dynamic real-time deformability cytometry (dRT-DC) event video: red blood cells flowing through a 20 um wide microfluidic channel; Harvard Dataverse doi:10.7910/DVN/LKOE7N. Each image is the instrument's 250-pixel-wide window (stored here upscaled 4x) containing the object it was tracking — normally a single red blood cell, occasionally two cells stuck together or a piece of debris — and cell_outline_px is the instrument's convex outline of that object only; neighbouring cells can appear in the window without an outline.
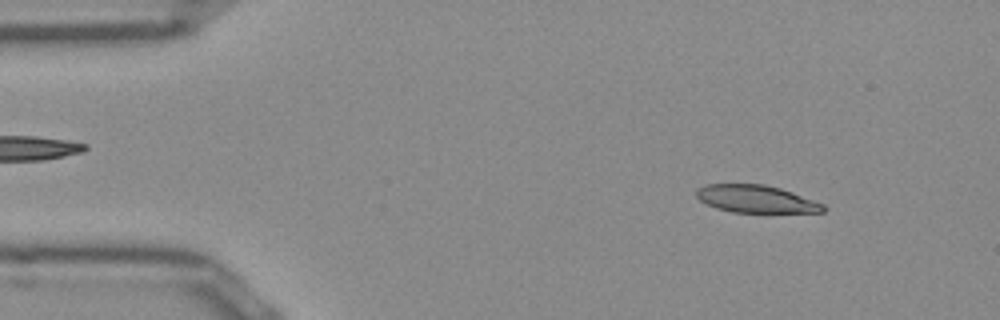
{"species": "Egyptian fruit bat (a non-hibernating species)", "species_latin": "Rousettus aegyptiacus", "temperature_condition": "room temperature", "stored_images_in_passage": 50, "camera_frame_rate_fps": 3000, "um_per_image_px": 0.085, "frame": {"image": 1, "passage_image": 5, "time_ms": 1.333, "image_size_px": [1000, 320], "cell_outline_px": [[828, 208], [824, 212], [768, 216], [732, 212], [716, 208], [700, 200], [696, 196], [696, 188], [704, 184], [764, 184], [780, 188], [792, 192], [824, 204]], "centroid_in_image_um": [64.35, 16.98], "position_along_channel_um": 20.6, "area_um2": 21.68}}
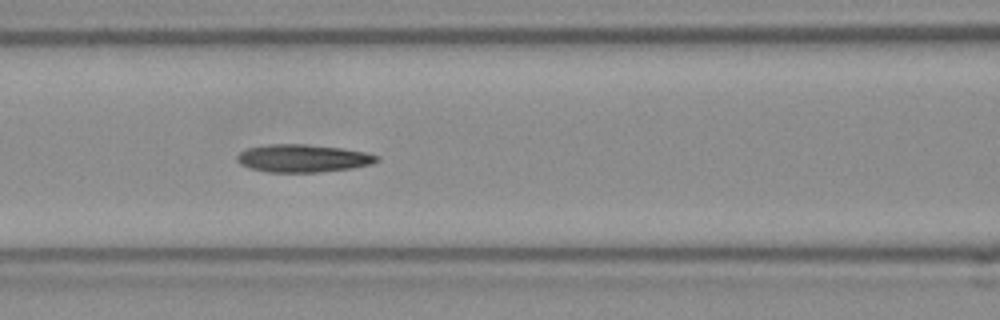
{"frame": {"image": 2, "passage_image": 20, "time_ms": 6.333, "image_size_px": [1000, 320], "cell_outline_px": [[380, 160], [372, 164], [352, 168], [320, 172], [268, 172], [252, 168], [240, 164], [236, 160], [236, 156], [240, 152], [248, 148], [268, 144], [308, 144], [344, 148], [364, 152], [380, 156]], "centroid_in_image_um": [25.78, 13.45], "position_along_channel_um": 140.8, "area_um2": 22.72}}
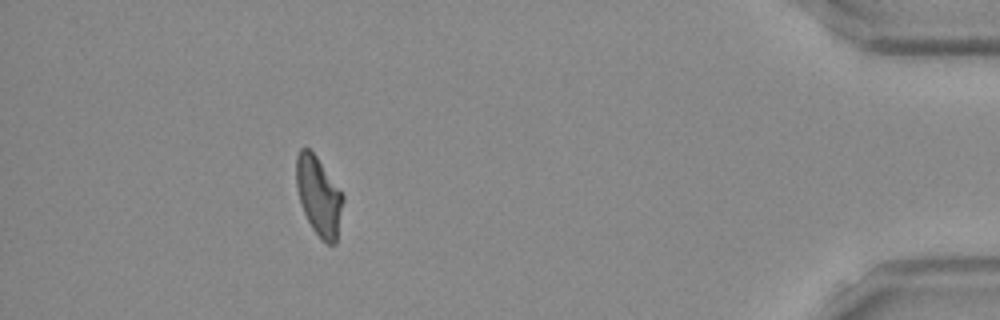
{"frame": {"image": 3, "passage_image": 45, "time_ms": 14.667, "image_size_px": [1000, 320], "cell_outline_px": [[344, 200], [336, 244], [328, 244], [320, 240], [312, 228], [304, 212], [296, 188], [296, 156], [300, 148], [308, 148], [316, 156], [344, 196]], "centroid_in_image_um": [27.09, 16.69], "position_along_channel_um": 408.1, "area_um2": 21.39}, "authors_computed_cell_mechanics": {"area_um2": 21.8484, "velocity_mm_per_s": 3.9142, "shape_relaxation_time_tau1_ms": 8.4352, "shape_relaxation_time_tau2_ms": 4.3763, "deformation_change_tau1": 0.2275, "deformation_change_tau2": 0.1366}}